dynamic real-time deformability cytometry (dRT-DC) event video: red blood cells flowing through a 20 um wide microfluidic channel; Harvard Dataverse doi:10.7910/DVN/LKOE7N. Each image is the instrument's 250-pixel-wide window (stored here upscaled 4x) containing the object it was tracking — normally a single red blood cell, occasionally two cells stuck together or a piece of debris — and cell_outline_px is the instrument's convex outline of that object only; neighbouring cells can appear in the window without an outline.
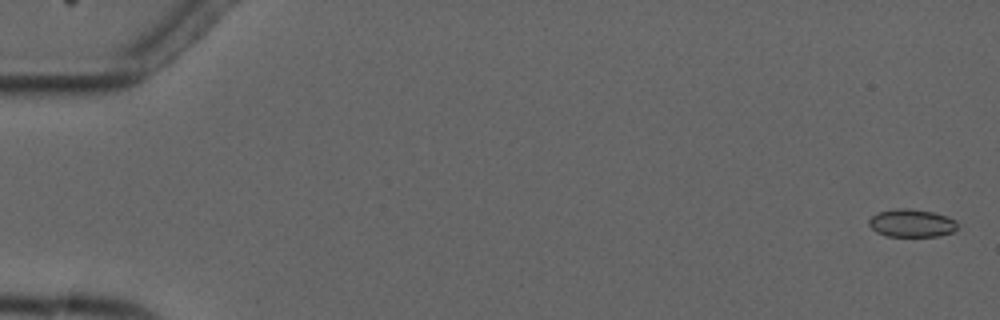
{"species": "common noctule bat (a hibernating species)", "species_latin": "Nyctalus noctula", "temperature_condition": "cold", "stored_images_in_passage": 10, "camera_frame_rate_fps": 3000, "um_per_image_px": 0.085, "animal": {"sex": "male", "forearm_length_mm": 52.5}, "frame": {"image": 1, "passage_image": 1, "time_ms": 0.0, "image_size_px": [1000, 320], "cell_outline_px": [[956, 228], [952, 232], [940, 236], [888, 236], [876, 232], [868, 224], [868, 220], [876, 212], [896, 208], [908, 208], [932, 212], [948, 216], [956, 220]], "centroid_in_image_um": [77.46, 18.96], "position_along_channel_um": 7.5, "area_um2": 14.45}}
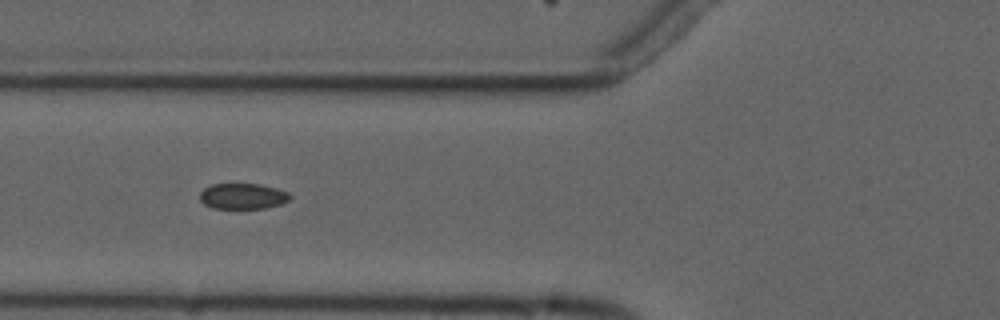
{"frame": {"image": 2, "passage_image": 6, "time_ms": 6.667, "image_size_px": [1000, 320], "cell_outline_px": [[292, 196], [288, 200], [280, 204], [264, 208], [212, 208], [204, 204], [200, 200], [200, 192], [204, 188], [212, 184], [260, 184], [276, 188], [288, 192]], "centroid_in_image_um": [20.62, 16.67], "position_along_channel_um": 105.2, "area_um2": 13.47}}
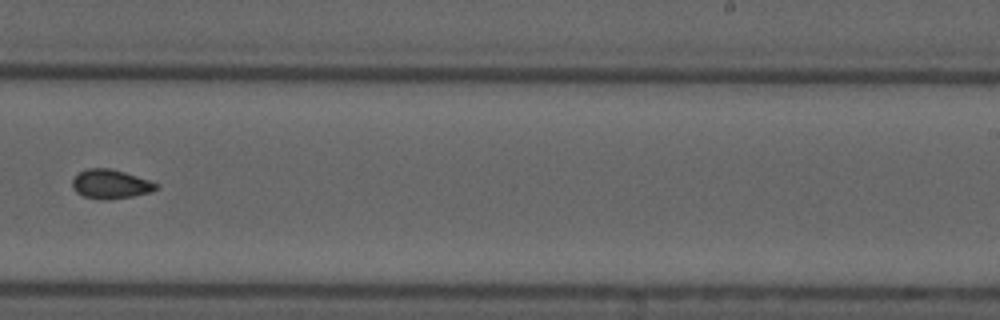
{"frame": {"image": 3, "passage_image": 10, "time_ms": 11.333, "image_size_px": [1000, 320], "cell_outline_px": [[160, 188], [152, 192], [132, 196], [108, 200], [100, 200], [84, 196], [76, 192], [72, 188], [72, 180], [80, 172], [88, 168], [108, 168], [124, 172], [160, 184]], "centroid_in_image_um": [9.42, 15.66], "position_along_channel_um": 279.6, "area_um2": 14.28}}